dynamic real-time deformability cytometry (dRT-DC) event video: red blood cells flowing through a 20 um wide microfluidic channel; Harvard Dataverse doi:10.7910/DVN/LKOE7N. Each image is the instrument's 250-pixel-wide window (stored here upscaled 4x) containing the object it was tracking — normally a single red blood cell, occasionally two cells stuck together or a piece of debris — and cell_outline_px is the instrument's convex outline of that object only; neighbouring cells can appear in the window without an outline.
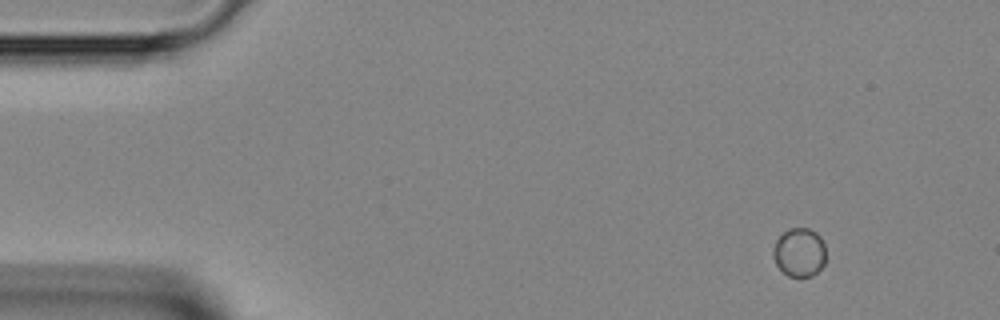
{"species": "Egyptian fruit bat (a non-hibernating species)", "species_latin": "Rousettus aegyptiacus", "temperature_condition": "room temperature", "stored_images_in_passage": 42, "camera_frame_rate_fps": 3000, "um_per_image_px": 0.085, "animal": {"sex": "female"}, "frame": {"image": 1, "passage_image": 1, "time_ms": 0.0, "image_size_px": [1000, 320], "cell_outline_px": [[824, 264], [812, 276], [788, 276], [776, 264], [772, 252], [776, 240], [788, 228], [808, 228], [816, 232], [820, 236], [824, 244]], "centroid_in_image_um": [67.94, 21.43], "position_along_channel_um": 17.1, "area_um2": 14.8}}
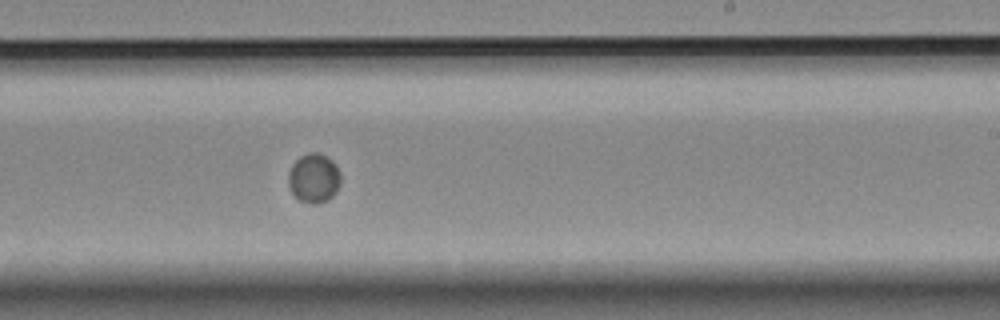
{"frame": {"image": 2, "passage_image": 24, "time_ms": 7.667, "image_size_px": [1000, 320], "cell_outline_px": [[340, 184], [336, 192], [328, 200], [316, 204], [300, 200], [292, 192], [288, 184], [288, 172], [292, 164], [300, 156], [308, 152], [316, 152], [332, 160], [336, 164], [340, 172]], "centroid_in_image_um": [26.68, 15.13], "position_along_channel_um": 262.3, "area_um2": 15.03}}
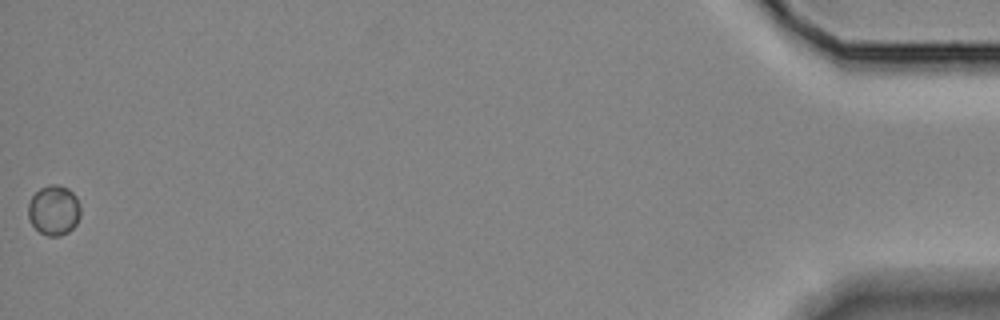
{"frame": {"image": 3, "passage_image": 42, "time_ms": 13.667, "image_size_px": [1000, 320], "cell_outline_px": [[80, 216], [76, 224], [68, 232], [60, 236], [48, 236], [40, 232], [32, 224], [28, 216], [28, 204], [32, 196], [40, 188], [52, 184], [60, 184], [68, 188], [76, 196], [80, 208]], "centroid_in_image_um": [4.58, 17.86], "position_along_channel_um": 430.6, "area_um2": 15.26}}